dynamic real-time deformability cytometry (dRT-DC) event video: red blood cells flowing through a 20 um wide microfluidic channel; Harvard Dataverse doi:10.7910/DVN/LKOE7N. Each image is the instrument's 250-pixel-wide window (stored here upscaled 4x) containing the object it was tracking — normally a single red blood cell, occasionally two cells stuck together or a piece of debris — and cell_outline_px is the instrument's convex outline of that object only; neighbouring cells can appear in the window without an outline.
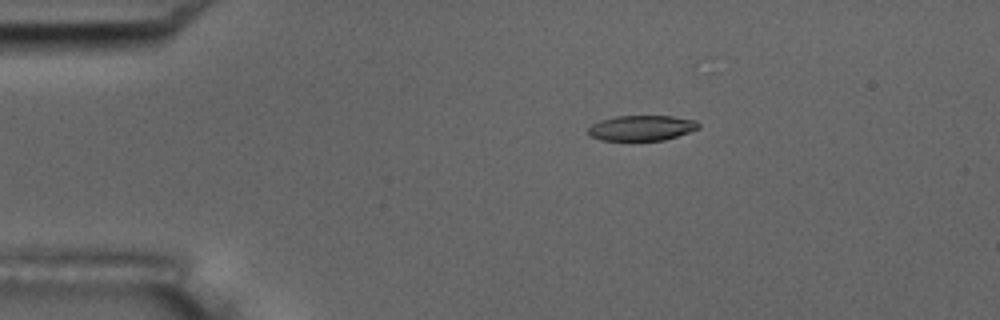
{"species": "common noctule bat (a hibernating species)", "species_latin": "Nyctalus noctula", "temperature_condition": "room temperature", "stored_images_in_passage": 7, "camera_frame_rate_fps": 3000, "um_per_image_px": 0.085, "animal": {"sex": "male", "body_mass_g": 17.5, "forearm_length_mm": 52.3}, "frame": {"image": 1, "passage_image": 4, "time_ms": 3.333, "image_size_px": [1000, 320], "cell_outline_px": [[700, 128], [664, 140], [600, 140], [588, 136], [588, 128], [592, 124], [600, 120], [616, 116], [672, 116], [696, 120], [700, 124]], "centroid_in_image_um": [54.52, 10.87], "position_along_channel_um": 30.5, "area_um2": 16.3}}
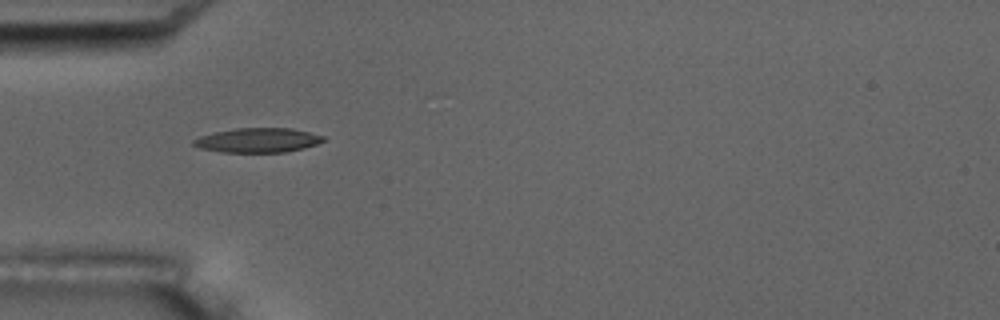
{"frame": {"image": 2, "passage_image": 6, "time_ms": 5.667, "image_size_px": [1000, 320], "cell_outline_px": [[324, 140], [316, 144], [304, 148], [284, 152], [220, 152], [200, 148], [192, 144], [192, 140], [200, 136], [216, 132], [236, 128], [292, 128], [324, 136]], "centroid_in_image_um": [21.89, 11.92], "position_along_channel_um": 63.1, "area_um2": 18.38}}